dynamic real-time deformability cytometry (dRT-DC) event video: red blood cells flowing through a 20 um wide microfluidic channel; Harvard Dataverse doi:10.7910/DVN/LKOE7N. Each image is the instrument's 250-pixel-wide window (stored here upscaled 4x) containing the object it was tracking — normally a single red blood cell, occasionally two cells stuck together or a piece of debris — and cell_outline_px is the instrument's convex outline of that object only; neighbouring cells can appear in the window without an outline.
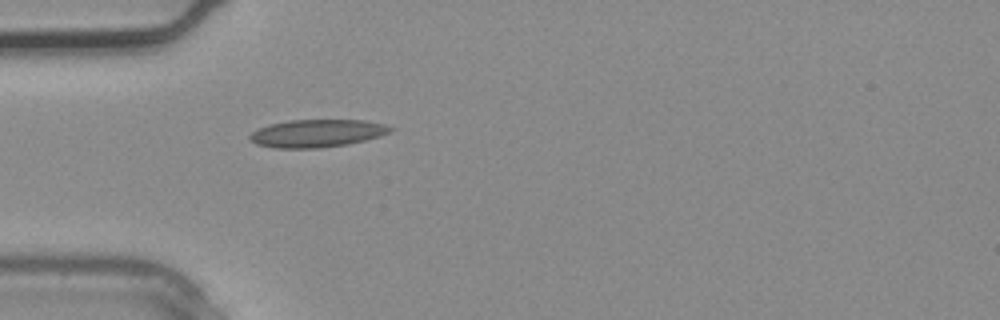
{"species": "common noctule bat (a hibernating species)", "species_latin": "Nyctalus noctula", "temperature_condition": "warm", "stored_images_in_passage": 3, "camera_frame_rate_fps": 3000, "um_per_image_px": 0.085, "animal": {"sex": "male", "body_mass_g": 20.4}, "frame": {"image": 1, "passage_image": 3, "time_ms": 0.667, "image_size_px": [1000, 320], "cell_outline_px": [[396, 128], [380, 136], [348, 144], [320, 148], [272, 148], [256, 144], [248, 140], [248, 136], [252, 132], [268, 124], [288, 120], [364, 120], [384, 124]], "centroid_in_image_um": [26.91, 11.33], "position_along_channel_um": 58.1, "area_um2": 22.83}}